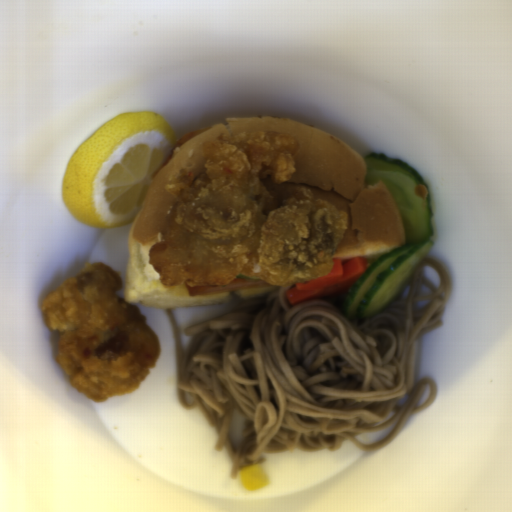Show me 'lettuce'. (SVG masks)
Instances as JSON below:
<instances>
[{
  "mask_svg": "<svg viewBox=\"0 0 512 512\" xmlns=\"http://www.w3.org/2000/svg\"><path fill=\"white\" fill-rule=\"evenodd\" d=\"M234 278H241V279H246V280H260L259 278H255V277H252V276H248V275H245V274H238L237 276H235Z\"/></svg>",
  "mask_w": 512,
  "mask_h": 512,
  "instance_id": "lettuce-1",
  "label": "lettuce"
}]
</instances>
